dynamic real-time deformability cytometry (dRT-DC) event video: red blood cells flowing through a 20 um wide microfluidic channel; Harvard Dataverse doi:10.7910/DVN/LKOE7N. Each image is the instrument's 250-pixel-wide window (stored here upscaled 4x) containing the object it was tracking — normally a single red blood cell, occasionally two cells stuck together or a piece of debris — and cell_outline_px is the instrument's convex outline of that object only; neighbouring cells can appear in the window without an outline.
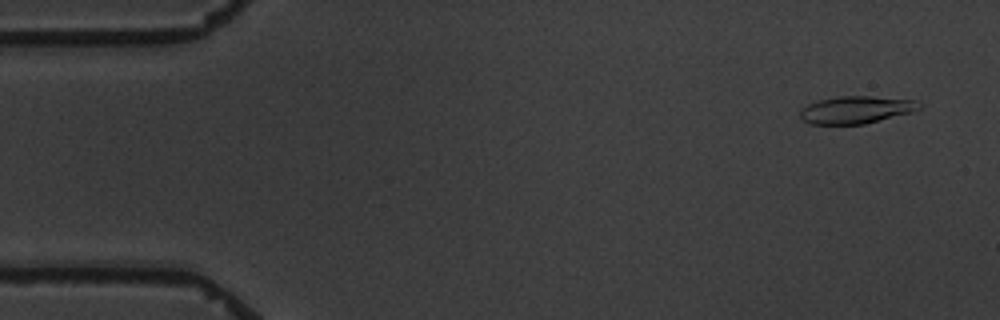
{"species": "common noctule bat (a hibernating species)", "species_latin": "Nyctalus noctula", "temperature_condition": "warm", "stored_images_in_passage": 10, "camera_frame_rate_fps": 3000, "um_per_image_px": 0.085, "animal": {"sex": "male", "body_mass_g": 19.5, "forearm_length_mm": 54.6}, "frame": {"image": 1, "passage_image": 1, "time_ms": 0.0, "image_size_px": [1000, 320], "cell_outline_px": [[920, 108], [912, 112], [864, 124], [808, 124], [800, 116], [800, 112], [808, 104], [820, 100], [840, 96], [872, 96], [916, 100], [920, 104]], "centroid_in_image_um": [72.78, 9.33], "position_along_channel_um": 12.2, "area_um2": 18.84}}
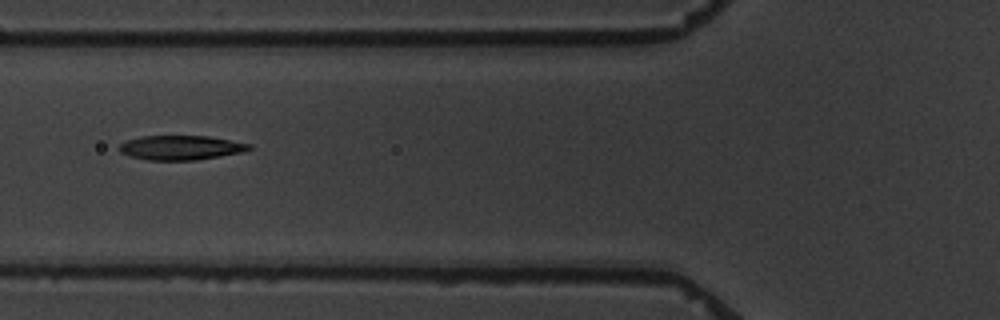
{"frame": {"image": 2, "passage_image": 6, "time_ms": 6.0, "image_size_px": [1000, 320], "cell_outline_px": [[252, 148], [244, 152], [196, 160], [148, 160], [128, 156], [120, 152], [116, 148], [120, 144], [128, 140], [140, 136], [208, 136], [252, 144]], "centroid_in_image_um": [15.35, 12.55], "position_along_channel_um": 110.4, "area_um2": 18.61}}
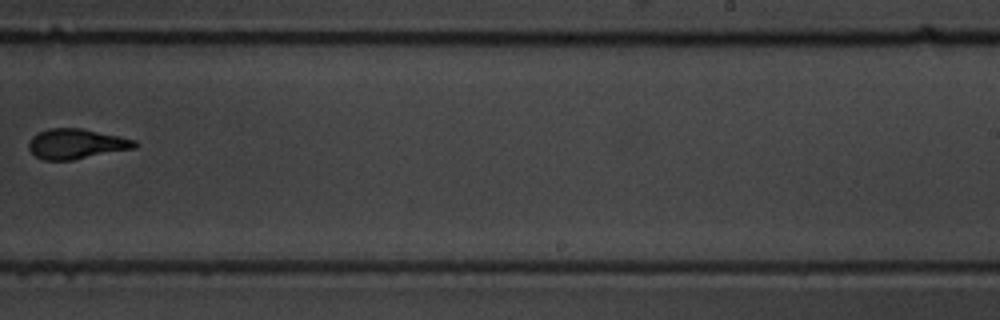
{"frame": {"image": 3, "passage_image": 10, "time_ms": 11.0, "image_size_px": [1000, 320], "cell_outline_px": [[136, 148], [72, 160], [44, 160], [36, 156], [28, 148], [28, 144], [32, 136], [48, 128], [80, 128], [120, 136], [136, 140]], "centroid_in_image_um": [6.48, 12.23], "position_along_channel_um": 282.5, "area_um2": 18.5}}